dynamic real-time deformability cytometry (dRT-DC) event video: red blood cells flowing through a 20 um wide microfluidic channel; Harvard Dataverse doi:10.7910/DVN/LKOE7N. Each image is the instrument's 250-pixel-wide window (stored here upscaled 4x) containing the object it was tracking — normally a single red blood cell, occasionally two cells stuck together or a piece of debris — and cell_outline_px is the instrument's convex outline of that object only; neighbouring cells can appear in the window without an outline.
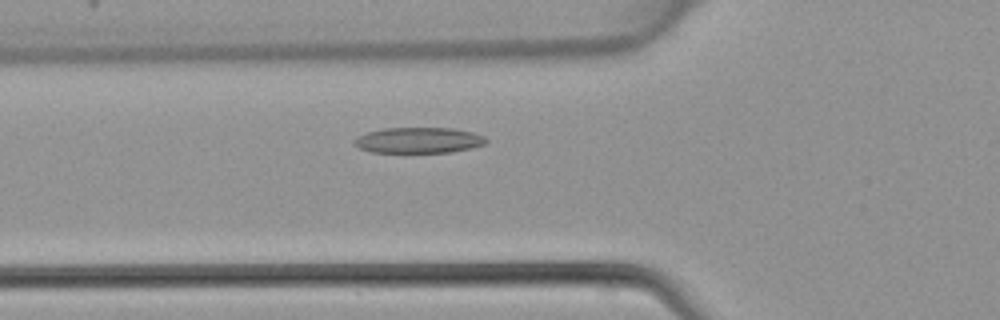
{"species": "common noctule bat (a hibernating species)", "species_latin": "Nyctalus noctula", "temperature_condition": "warm", "stored_images_in_passage": 42, "camera_frame_rate_fps": 3000, "um_per_image_px": 0.085, "animal": {"sex": "female", "body_mass_g": 22.7, "forearm_length_mm": 54.2}, "frame": {"image": 1, "passage_image": 13, "time_ms": 4.0, "image_size_px": [1000, 320], "cell_outline_px": [[488, 140], [484, 144], [452, 152], [372, 152], [360, 148], [352, 144], [352, 140], [356, 136], [368, 132], [384, 128], [452, 128], [472, 132], [484, 136]], "centroid_in_image_um": [35.53, 11.91], "position_along_channel_um": 90.3, "area_um2": 19.71}}
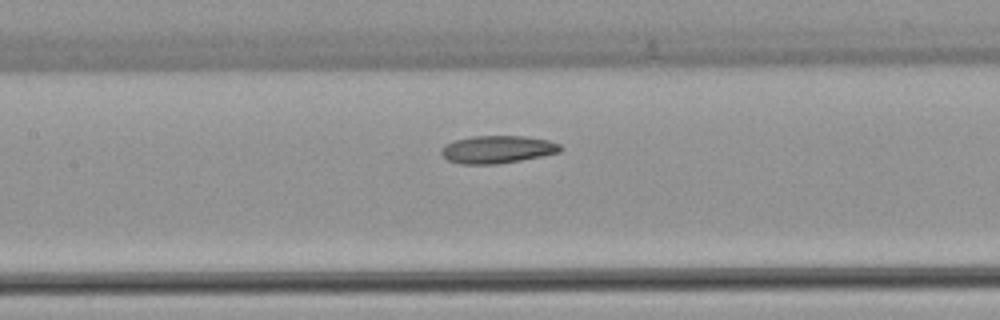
{"frame": {"image": 2, "passage_image": 18, "time_ms": 5.667, "image_size_px": [1000, 320], "cell_outline_px": [[564, 148], [560, 152], [520, 160], [496, 164], [460, 164], [448, 160], [440, 152], [440, 148], [456, 140], [472, 136], [524, 136], [548, 140], [560, 144]], "centroid_in_image_um": [42.29, 12.7], "position_along_channel_um": 165.1, "area_um2": 19.07}}
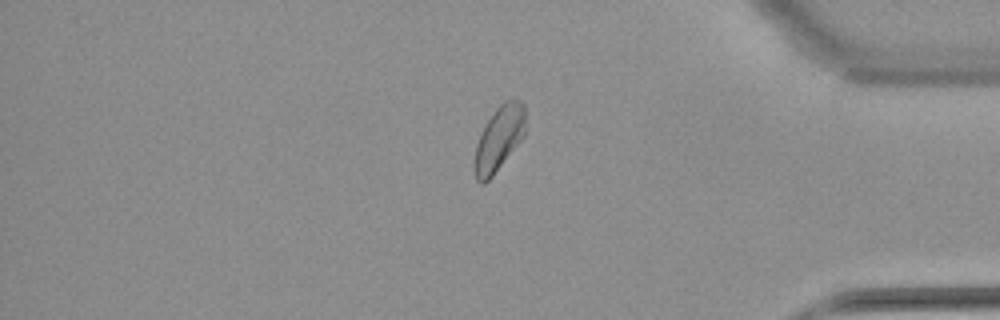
{"frame": {"image": 3, "passage_image": 35, "time_ms": 11.333, "image_size_px": [1000, 320], "cell_outline_px": [[524, 136], [492, 176], [484, 184], [480, 184], [476, 180], [476, 144], [488, 120], [496, 108], [504, 100], [520, 100], [524, 104]], "centroid_in_image_um": [42.43, 11.76], "position_along_channel_um": 392.8, "area_um2": 18.5}}